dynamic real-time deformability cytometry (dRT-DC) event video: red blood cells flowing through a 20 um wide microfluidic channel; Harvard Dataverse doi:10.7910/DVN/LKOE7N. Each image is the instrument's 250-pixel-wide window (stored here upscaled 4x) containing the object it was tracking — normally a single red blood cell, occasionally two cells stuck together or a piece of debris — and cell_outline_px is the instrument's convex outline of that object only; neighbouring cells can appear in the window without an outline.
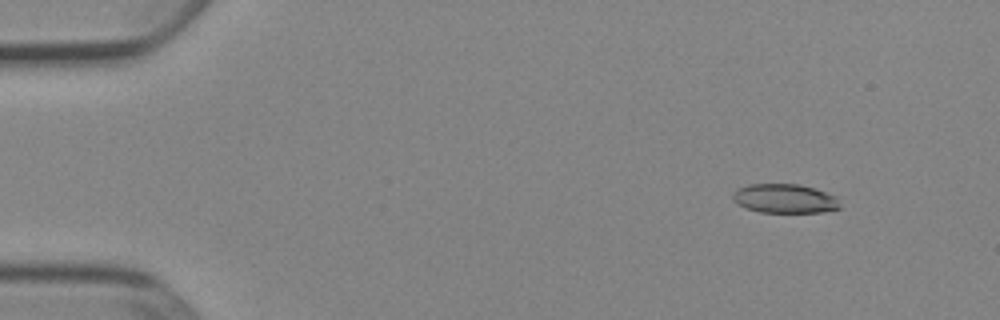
{"species": "Egyptian fruit bat (a non-hibernating species)", "species_latin": "Rousettus aegyptiacus", "temperature_condition": "cold", "stored_images_in_passage": 52, "camera_frame_rate_fps": 3000, "um_per_image_px": 0.085, "animal": {"sex": "female"}, "frame": {"image": 1, "passage_image": 5, "time_ms": 1.333, "image_size_px": [1000, 320], "cell_outline_px": [[840, 208], [824, 212], [760, 212], [748, 208], [732, 200], [732, 192], [736, 188], [748, 184], [800, 184], [816, 188], [836, 196], [840, 204]], "centroid_in_image_um": [66.71, 16.86], "position_along_channel_um": 18.3, "area_um2": 18.32}}
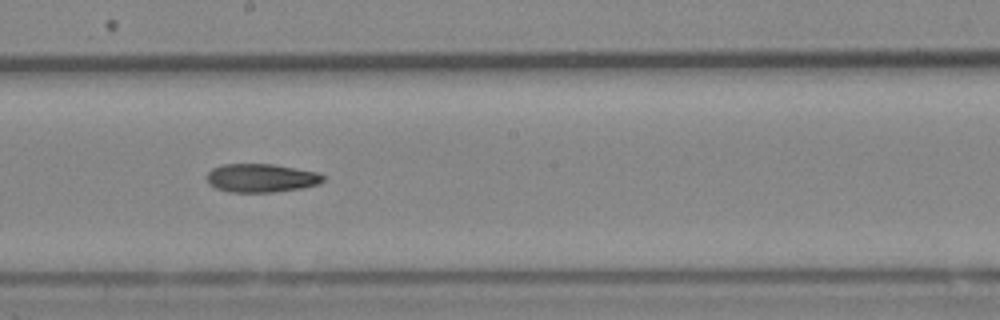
{"frame": {"image": 2, "passage_image": 29, "time_ms": 9.333, "image_size_px": [1000, 320], "cell_outline_px": [[324, 180], [320, 184], [300, 188], [272, 192], [228, 192], [216, 188], [208, 184], [208, 172], [212, 168], [224, 164], [272, 164], [320, 172], [324, 176]], "centroid_in_image_um": [22.22, 15.13], "position_along_channel_um": 226.0, "area_um2": 19.36}}
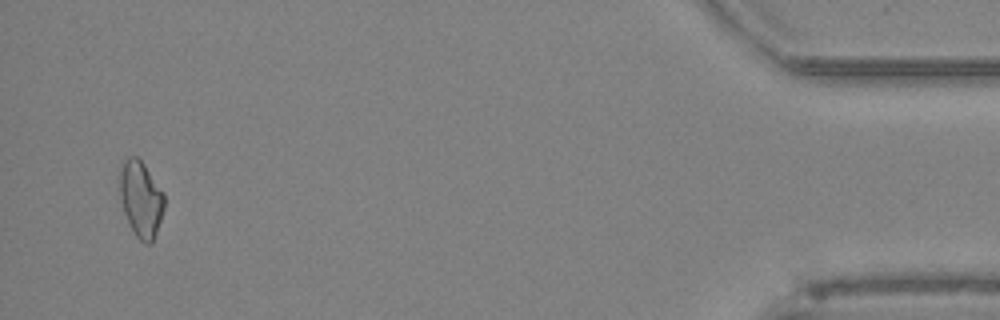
{"frame": {"image": 3, "passage_image": 50, "time_ms": 16.333, "image_size_px": [1000, 320], "cell_outline_px": [[164, 208], [152, 244], [144, 244], [136, 236], [124, 212], [120, 200], [120, 172], [124, 160], [128, 156], [136, 156], [144, 164], [164, 192]], "centroid_in_image_um": [11.98, 16.91], "position_along_channel_um": 423.2, "area_um2": 19.59}, "authors_computed_cell_mechanics": {"area_um2": 19.4208, "velocity_mm_per_s": 3.9078, "shape_relaxation_time_tau1_ms": null, "shape_relaxation_time_tau2_ms": 10.5969, "deformation_change_tau1": null, "deformation_change_tau2": 0.205}}